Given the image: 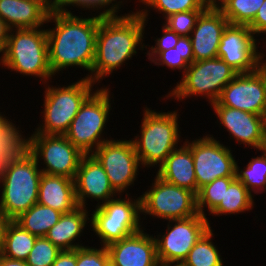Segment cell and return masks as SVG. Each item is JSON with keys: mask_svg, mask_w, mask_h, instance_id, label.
Returning <instances> with one entry per match:
<instances>
[{"mask_svg": "<svg viewBox=\"0 0 266 266\" xmlns=\"http://www.w3.org/2000/svg\"><path fill=\"white\" fill-rule=\"evenodd\" d=\"M204 10H191L175 13L167 17L163 23L170 30L174 31L179 36H190L194 29L198 17Z\"/></svg>", "mask_w": 266, "mask_h": 266, "instance_id": "36", "label": "cell"}, {"mask_svg": "<svg viewBox=\"0 0 266 266\" xmlns=\"http://www.w3.org/2000/svg\"><path fill=\"white\" fill-rule=\"evenodd\" d=\"M210 107L217 117L216 125L228 132L231 141L235 140L233 142L243 145L244 149L266 148V117L226 106Z\"/></svg>", "mask_w": 266, "mask_h": 266, "instance_id": "15", "label": "cell"}, {"mask_svg": "<svg viewBox=\"0 0 266 266\" xmlns=\"http://www.w3.org/2000/svg\"><path fill=\"white\" fill-rule=\"evenodd\" d=\"M146 191L140 193L142 223L150 217L165 223L198 215L194 192L163 181L156 174ZM147 217V218H146Z\"/></svg>", "mask_w": 266, "mask_h": 266, "instance_id": "10", "label": "cell"}, {"mask_svg": "<svg viewBox=\"0 0 266 266\" xmlns=\"http://www.w3.org/2000/svg\"><path fill=\"white\" fill-rule=\"evenodd\" d=\"M74 7L76 11L81 9L85 13H97V0H48L47 12L49 15L69 14L75 12Z\"/></svg>", "mask_w": 266, "mask_h": 266, "instance_id": "38", "label": "cell"}, {"mask_svg": "<svg viewBox=\"0 0 266 266\" xmlns=\"http://www.w3.org/2000/svg\"><path fill=\"white\" fill-rule=\"evenodd\" d=\"M235 179L236 177L217 178L201 187L196 195L198 213L207 217L223 199L225 186H229Z\"/></svg>", "mask_w": 266, "mask_h": 266, "instance_id": "34", "label": "cell"}, {"mask_svg": "<svg viewBox=\"0 0 266 266\" xmlns=\"http://www.w3.org/2000/svg\"><path fill=\"white\" fill-rule=\"evenodd\" d=\"M0 69L21 77L37 79L40 85L55 78L49 65L46 26L11 29L6 46L0 53ZM16 72V73H15Z\"/></svg>", "mask_w": 266, "mask_h": 266, "instance_id": "4", "label": "cell"}, {"mask_svg": "<svg viewBox=\"0 0 266 266\" xmlns=\"http://www.w3.org/2000/svg\"><path fill=\"white\" fill-rule=\"evenodd\" d=\"M210 221L200 213L186 219L166 221L164 232L157 230L153 233L159 262L184 261L197 241L212 227Z\"/></svg>", "mask_w": 266, "mask_h": 266, "instance_id": "14", "label": "cell"}, {"mask_svg": "<svg viewBox=\"0 0 266 266\" xmlns=\"http://www.w3.org/2000/svg\"><path fill=\"white\" fill-rule=\"evenodd\" d=\"M61 215L58 210L35 203L15 221L31 234L42 237L59 221Z\"/></svg>", "mask_w": 266, "mask_h": 266, "instance_id": "31", "label": "cell"}, {"mask_svg": "<svg viewBox=\"0 0 266 266\" xmlns=\"http://www.w3.org/2000/svg\"><path fill=\"white\" fill-rule=\"evenodd\" d=\"M107 266H114L111 262H109V264Z\"/></svg>", "mask_w": 266, "mask_h": 266, "instance_id": "51", "label": "cell"}, {"mask_svg": "<svg viewBox=\"0 0 266 266\" xmlns=\"http://www.w3.org/2000/svg\"><path fill=\"white\" fill-rule=\"evenodd\" d=\"M74 188L77 205L86 209L95 201L94 208L119 195L111 186L104 168L92 154L83 156L74 178Z\"/></svg>", "mask_w": 266, "mask_h": 266, "instance_id": "18", "label": "cell"}, {"mask_svg": "<svg viewBox=\"0 0 266 266\" xmlns=\"http://www.w3.org/2000/svg\"><path fill=\"white\" fill-rule=\"evenodd\" d=\"M129 1L131 2L132 0H97V13L103 15H122L123 7L124 5L128 6Z\"/></svg>", "mask_w": 266, "mask_h": 266, "instance_id": "41", "label": "cell"}, {"mask_svg": "<svg viewBox=\"0 0 266 266\" xmlns=\"http://www.w3.org/2000/svg\"><path fill=\"white\" fill-rule=\"evenodd\" d=\"M77 79L72 83L66 82L65 85H58L57 81L54 85V81L50 80L42 86L44 89L43 105H40L43 110L40 112L42 117L39 116L41 120L34 131L32 130L33 133L46 135L67 133L84 101L96 90L95 88L99 87L87 78L77 77Z\"/></svg>", "mask_w": 266, "mask_h": 266, "instance_id": "5", "label": "cell"}, {"mask_svg": "<svg viewBox=\"0 0 266 266\" xmlns=\"http://www.w3.org/2000/svg\"><path fill=\"white\" fill-rule=\"evenodd\" d=\"M14 120L8 117L0 126V181L29 152L30 133L26 136Z\"/></svg>", "mask_w": 266, "mask_h": 266, "instance_id": "25", "label": "cell"}, {"mask_svg": "<svg viewBox=\"0 0 266 266\" xmlns=\"http://www.w3.org/2000/svg\"><path fill=\"white\" fill-rule=\"evenodd\" d=\"M0 266H28L26 261L7 258L0 254Z\"/></svg>", "mask_w": 266, "mask_h": 266, "instance_id": "46", "label": "cell"}, {"mask_svg": "<svg viewBox=\"0 0 266 266\" xmlns=\"http://www.w3.org/2000/svg\"><path fill=\"white\" fill-rule=\"evenodd\" d=\"M189 138L185 143L190 147L194 160L195 177L197 180V194L201 187L217 178L236 177V156L229 145L223 144L213 134ZM218 139V140H217Z\"/></svg>", "mask_w": 266, "mask_h": 266, "instance_id": "11", "label": "cell"}, {"mask_svg": "<svg viewBox=\"0 0 266 266\" xmlns=\"http://www.w3.org/2000/svg\"><path fill=\"white\" fill-rule=\"evenodd\" d=\"M161 32L162 34L160 37H151L154 41V45H145V51H166L170 48H174L175 45L178 43V40L181 36L177 35L174 31L170 30L164 24H161Z\"/></svg>", "mask_w": 266, "mask_h": 266, "instance_id": "39", "label": "cell"}, {"mask_svg": "<svg viewBox=\"0 0 266 266\" xmlns=\"http://www.w3.org/2000/svg\"><path fill=\"white\" fill-rule=\"evenodd\" d=\"M248 27L251 29L252 33L255 35L256 39L259 42L261 40L263 41V44H266V38L264 37L266 35V0L259 8L255 15V18Z\"/></svg>", "mask_w": 266, "mask_h": 266, "instance_id": "40", "label": "cell"}, {"mask_svg": "<svg viewBox=\"0 0 266 266\" xmlns=\"http://www.w3.org/2000/svg\"><path fill=\"white\" fill-rule=\"evenodd\" d=\"M212 228L210 227L189 251L184 260L187 266H226L218 243L213 242L216 234Z\"/></svg>", "mask_w": 266, "mask_h": 266, "instance_id": "32", "label": "cell"}, {"mask_svg": "<svg viewBox=\"0 0 266 266\" xmlns=\"http://www.w3.org/2000/svg\"><path fill=\"white\" fill-rule=\"evenodd\" d=\"M260 43L248 26L228 24L222 34L217 57L238 73L253 72L257 66Z\"/></svg>", "mask_w": 266, "mask_h": 266, "instance_id": "17", "label": "cell"}, {"mask_svg": "<svg viewBox=\"0 0 266 266\" xmlns=\"http://www.w3.org/2000/svg\"><path fill=\"white\" fill-rule=\"evenodd\" d=\"M261 47L259 49V52H258V56H257V66H256V69L257 71L262 75V77L264 78V81H265V84H266V44H262L261 43ZM263 50H262V49Z\"/></svg>", "mask_w": 266, "mask_h": 266, "instance_id": "43", "label": "cell"}, {"mask_svg": "<svg viewBox=\"0 0 266 266\" xmlns=\"http://www.w3.org/2000/svg\"><path fill=\"white\" fill-rule=\"evenodd\" d=\"M29 152L36 158L42 173L73 180L85 155L65 135L41 133H31Z\"/></svg>", "mask_w": 266, "mask_h": 266, "instance_id": "13", "label": "cell"}, {"mask_svg": "<svg viewBox=\"0 0 266 266\" xmlns=\"http://www.w3.org/2000/svg\"><path fill=\"white\" fill-rule=\"evenodd\" d=\"M90 211L89 208L78 206L69 213H63L59 221L48 230L45 237L62 251L87 246L85 242L81 243L83 240L80 237H84L83 234L88 232L86 230L91 229Z\"/></svg>", "mask_w": 266, "mask_h": 266, "instance_id": "21", "label": "cell"}, {"mask_svg": "<svg viewBox=\"0 0 266 266\" xmlns=\"http://www.w3.org/2000/svg\"><path fill=\"white\" fill-rule=\"evenodd\" d=\"M143 108V116L139 133L131 138L136 154L142 168L158 169L178 145L185 139L182 137L179 114L180 110L165 111L146 106ZM165 111V112H164ZM182 138V139H181ZM147 167V168H146Z\"/></svg>", "mask_w": 266, "mask_h": 266, "instance_id": "3", "label": "cell"}, {"mask_svg": "<svg viewBox=\"0 0 266 266\" xmlns=\"http://www.w3.org/2000/svg\"><path fill=\"white\" fill-rule=\"evenodd\" d=\"M155 174L163 181L188 189L197 195L194 160L191 149L185 142L167 156Z\"/></svg>", "mask_w": 266, "mask_h": 266, "instance_id": "22", "label": "cell"}, {"mask_svg": "<svg viewBox=\"0 0 266 266\" xmlns=\"http://www.w3.org/2000/svg\"><path fill=\"white\" fill-rule=\"evenodd\" d=\"M10 219H8L1 211H0V254L4 245L5 231L7 225L9 224Z\"/></svg>", "mask_w": 266, "mask_h": 266, "instance_id": "45", "label": "cell"}, {"mask_svg": "<svg viewBox=\"0 0 266 266\" xmlns=\"http://www.w3.org/2000/svg\"><path fill=\"white\" fill-rule=\"evenodd\" d=\"M260 152V154H259ZM243 167L236 162V178L255 197L266 192V148L255 150V155Z\"/></svg>", "mask_w": 266, "mask_h": 266, "instance_id": "29", "label": "cell"}, {"mask_svg": "<svg viewBox=\"0 0 266 266\" xmlns=\"http://www.w3.org/2000/svg\"><path fill=\"white\" fill-rule=\"evenodd\" d=\"M37 203L58 210L62 214L73 211L78 207L74 180L42 173Z\"/></svg>", "mask_w": 266, "mask_h": 266, "instance_id": "23", "label": "cell"}, {"mask_svg": "<svg viewBox=\"0 0 266 266\" xmlns=\"http://www.w3.org/2000/svg\"><path fill=\"white\" fill-rule=\"evenodd\" d=\"M92 155L104 168L109 182L118 194H132L128 190L138 181L143 170L133 141L129 138H112L102 143ZM139 169H141L139 171Z\"/></svg>", "mask_w": 266, "mask_h": 266, "instance_id": "12", "label": "cell"}, {"mask_svg": "<svg viewBox=\"0 0 266 266\" xmlns=\"http://www.w3.org/2000/svg\"><path fill=\"white\" fill-rule=\"evenodd\" d=\"M91 210L90 230L100 241V246L124 239L145 226L141 220L140 195L119 194Z\"/></svg>", "mask_w": 266, "mask_h": 266, "instance_id": "8", "label": "cell"}, {"mask_svg": "<svg viewBox=\"0 0 266 266\" xmlns=\"http://www.w3.org/2000/svg\"><path fill=\"white\" fill-rule=\"evenodd\" d=\"M146 229L106 246L114 266H159L155 238Z\"/></svg>", "mask_w": 266, "mask_h": 266, "instance_id": "19", "label": "cell"}, {"mask_svg": "<svg viewBox=\"0 0 266 266\" xmlns=\"http://www.w3.org/2000/svg\"><path fill=\"white\" fill-rule=\"evenodd\" d=\"M0 109H3V107L2 108H0ZM7 114H4V112H1V110H0V126L2 125V123L8 118V116H6Z\"/></svg>", "mask_w": 266, "mask_h": 266, "instance_id": "49", "label": "cell"}, {"mask_svg": "<svg viewBox=\"0 0 266 266\" xmlns=\"http://www.w3.org/2000/svg\"><path fill=\"white\" fill-rule=\"evenodd\" d=\"M37 236L26 231L15 220H10L5 231L1 255L15 260L26 261Z\"/></svg>", "mask_w": 266, "mask_h": 266, "instance_id": "30", "label": "cell"}, {"mask_svg": "<svg viewBox=\"0 0 266 266\" xmlns=\"http://www.w3.org/2000/svg\"><path fill=\"white\" fill-rule=\"evenodd\" d=\"M229 24L222 11L216 7H207L198 17L191 32L190 40L194 61L217 57L222 34Z\"/></svg>", "mask_w": 266, "mask_h": 266, "instance_id": "20", "label": "cell"}, {"mask_svg": "<svg viewBox=\"0 0 266 266\" xmlns=\"http://www.w3.org/2000/svg\"><path fill=\"white\" fill-rule=\"evenodd\" d=\"M137 3L135 13H139L141 17L148 23L150 13L153 11L161 14L159 18L165 20L167 17L184 11L205 10L208 7L206 0H134ZM144 5V6H143Z\"/></svg>", "mask_w": 266, "mask_h": 266, "instance_id": "28", "label": "cell"}, {"mask_svg": "<svg viewBox=\"0 0 266 266\" xmlns=\"http://www.w3.org/2000/svg\"><path fill=\"white\" fill-rule=\"evenodd\" d=\"M159 266H187L184 261L178 262H159Z\"/></svg>", "mask_w": 266, "mask_h": 266, "instance_id": "48", "label": "cell"}, {"mask_svg": "<svg viewBox=\"0 0 266 266\" xmlns=\"http://www.w3.org/2000/svg\"><path fill=\"white\" fill-rule=\"evenodd\" d=\"M255 197L237 178L229 185L225 186V194L220 204L209 214L212 217L228 215H239L248 213L256 207Z\"/></svg>", "mask_w": 266, "mask_h": 266, "instance_id": "27", "label": "cell"}, {"mask_svg": "<svg viewBox=\"0 0 266 266\" xmlns=\"http://www.w3.org/2000/svg\"><path fill=\"white\" fill-rule=\"evenodd\" d=\"M265 0H226L219 9L229 24L249 26Z\"/></svg>", "mask_w": 266, "mask_h": 266, "instance_id": "33", "label": "cell"}, {"mask_svg": "<svg viewBox=\"0 0 266 266\" xmlns=\"http://www.w3.org/2000/svg\"><path fill=\"white\" fill-rule=\"evenodd\" d=\"M47 9L33 0H0V18L10 29L46 26Z\"/></svg>", "mask_w": 266, "mask_h": 266, "instance_id": "24", "label": "cell"}, {"mask_svg": "<svg viewBox=\"0 0 266 266\" xmlns=\"http://www.w3.org/2000/svg\"><path fill=\"white\" fill-rule=\"evenodd\" d=\"M238 74L221 58L194 61L189 64L186 72L181 75L178 82L174 83L170 91L160 97L163 101H182L185 104L187 99L192 97L203 98L208 105L215 103L223 88ZM206 98V99H205ZM184 101V102H183Z\"/></svg>", "mask_w": 266, "mask_h": 266, "instance_id": "7", "label": "cell"}, {"mask_svg": "<svg viewBox=\"0 0 266 266\" xmlns=\"http://www.w3.org/2000/svg\"><path fill=\"white\" fill-rule=\"evenodd\" d=\"M87 246L76 249V266H107L110 262L106 246Z\"/></svg>", "mask_w": 266, "mask_h": 266, "instance_id": "37", "label": "cell"}, {"mask_svg": "<svg viewBox=\"0 0 266 266\" xmlns=\"http://www.w3.org/2000/svg\"><path fill=\"white\" fill-rule=\"evenodd\" d=\"M42 171L28 152L7 171L0 181V211L15 220L38 200Z\"/></svg>", "mask_w": 266, "mask_h": 266, "instance_id": "9", "label": "cell"}, {"mask_svg": "<svg viewBox=\"0 0 266 266\" xmlns=\"http://www.w3.org/2000/svg\"><path fill=\"white\" fill-rule=\"evenodd\" d=\"M61 251L45 236L37 237L26 263L28 266H52Z\"/></svg>", "mask_w": 266, "mask_h": 266, "instance_id": "35", "label": "cell"}, {"mask_svg": "<svg viewBox=\"0 0 266 266\" xmlns=\"http://www.w3.org/2000/svg\"><path fill=\"white\" fill-rule=\"evenodd\" d=\"M145 56L152 66L166 67L172 71L186 72L189 64L194 62L192 44L189 36H181L174 48L166 51H146ZM154 64V65H153Z\"/></svg>", "mask_w": 266, "mask_h": 266, "instance_id": "26", "label": "cell"}, {"mask_svg": "<svg viewBox=\"0 0 266 266\" xmlns=\"http://www.w3.org/2000/svg\"><path fill=\"white\" fill-rule=\"evenodd\" d=\"M210 106H226L266 117V84L257 71L238 73Z\"/></svg>", "mask_w": 266, "mask_h": 266, "instance_id": "16", "label": "cell"}, {"mask_svg": "<svg viewBox=\"0 0 266 266\" xmlns=\"http://www.w3.org/2000/svg\"><path fill=\"white\" fill-rule=\"evenodd\" d=\"M147 23L139 13L128 10L122 15H103L96 38L95 60L91 70V81L101 86L102 80L111 77L129 60L142 53L149 35ZM111 75V76H110Z\"/></svg>", "mask_w": 266, "mask_h": 266, "instance_id": "2", "label": "cell"}, {"mask_svg": "<svg viewBox=\"0 0 266 266\" xmlns=\"http://www.w3.org/2000/svg\"><path fill=\"white\" fill-rule=\"evenodd\" d=\"M103 85L102 83V86L96 88L84 101L65 134L84 154H92L102 143L112 139V136L107 134V126L114 111V93L110 90V84Z\"/></svg>", "mask_w": 266, "mask_h": 266, "instance_id": "6", "label": "cell"}, {"mask_svg": "<svg viewBox=\"0 0 266 266\" xmlns=\"http://www.w3.org/2000/svg\"><path fill=\"white\" fill-rule=\"evenodd\" d=\"M226 0H206L209 7L219 8Z\"/></svg>", "mask_w": 266, "mask_h": 266, "instance_id": "47", "label": "cell"}, {"mask_svg": "<svg viewBox=\"0 0 266 266\" xmlns=\"http://www.w3.org/2000/svg\"><path fill=\"white\" fill-rule=\"evenodd\" d=\"M33 1H38L40 2L46 9H47V5H48V0H33Z\"/></svg>", "mask_w": 266, "mask_h": 266, "instance_id": "50", "label": "cell"}, {"mask_svg": "<svg viewBox=\"0 0 266 266\" xmlns=\"http://www.w3.org/2000/svg\"><path fill=\"white\" fill-rule=\"evenodd\" d=\"M52 266H76V249L61 251Z\"/></svg>", "mask_w": 266, "mask_h": 266, "instance_id": "42", "label": "cell"}, {"mask_svg": "<svg viewBox=\"0 0 266 266\" xmlns=\"http://www.w3.org/2000/svg\"><path fill=\"white\" fill-rule=\"evenodd\" d=\"M53 14L46 24L49 65L53 75L62 76L69 68L84 70V78L91 81L95 60L96 38L102 14ZM89 14V15H88ZM88 15V16H87ZM50 24V25H49ZM53 25V26H52Z\"/></svg>", "mask_w": 266, "mask_h": 266, "instance_id": "1", "label": "cell"}, {"mask_svg": "<svg viewBox=\"0 0 266 266\" xmlns=\"http://www.w3.org/2000/svg\"><path fill=\"white\" fill-rule=\"evenodd\" d=\"M10 30L8 25L0 18V53L6 46Z\"/></svg>", "mask_w": 266, "mask_h": 266, "instance_id": "44", "label": "cell"}]
</instances>
